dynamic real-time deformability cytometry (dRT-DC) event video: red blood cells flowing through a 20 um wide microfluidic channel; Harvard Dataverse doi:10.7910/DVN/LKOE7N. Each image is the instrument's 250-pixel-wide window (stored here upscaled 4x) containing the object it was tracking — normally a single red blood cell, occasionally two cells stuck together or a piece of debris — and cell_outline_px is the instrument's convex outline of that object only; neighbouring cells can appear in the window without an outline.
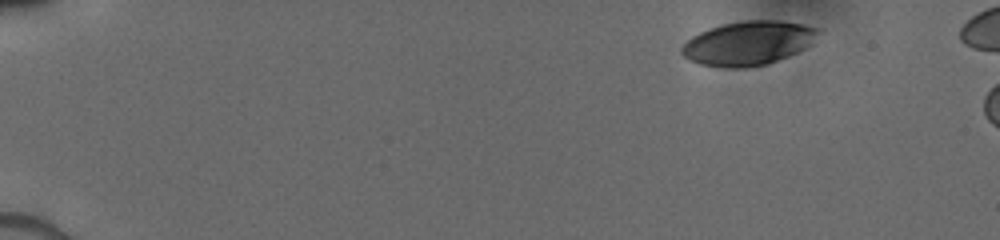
{"species": "human", "species_latin": "Homo sapiens", "temperature_condition": "cold", "stored_images_in_passage": 6, "camera_frame_rate_fps": 3000, "um_per_image_px": 0.085, "donor": {"sex": "male"}, "frame": {"image": 1, "passage_image": 1, "time_ms": 0.0, "image_size_px": [1000, 240], "cell_outline_px": [[824, 28], [812, 44], [788, 56], [768, 64], [744, 68], [728, 68], [700, 64], [688, 60], [680, 52], [680, 48], [692, 36], [700, 32], [724, 24], [744, 20], [780, 20], [804, 24]], "centroid_in_image_um": [63.65, 3.66], "position_along_channel_um": 21.3, "area_um2": 35.32}}
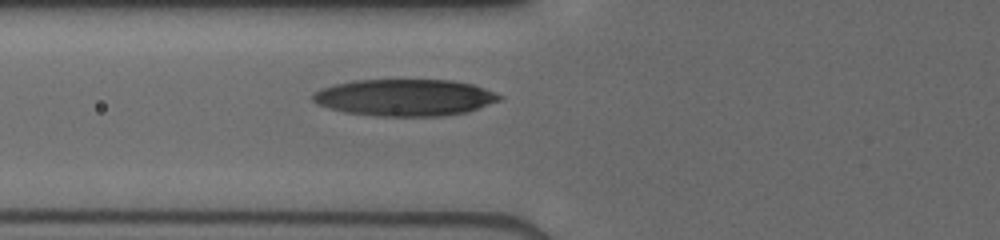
{"frame": {"image": 2, "passage_image": 6, "time_ms": 5.0, "image_size_px": [1000, 240], "cell_outline_px": [[504, 96], [500, 100], [468, 112], [440, 116], [380, 116], [344, 112], [320, 104], [312, 100], [312, 96], [316, 92], [324, 88], [336, 84], [356, 80], [452, 80], [472, 84], [496, 92]], "centroid_in_image_um": [34.48, 8.29], "position_along_channel_um": 91.3, "area_um2": 39.71}}